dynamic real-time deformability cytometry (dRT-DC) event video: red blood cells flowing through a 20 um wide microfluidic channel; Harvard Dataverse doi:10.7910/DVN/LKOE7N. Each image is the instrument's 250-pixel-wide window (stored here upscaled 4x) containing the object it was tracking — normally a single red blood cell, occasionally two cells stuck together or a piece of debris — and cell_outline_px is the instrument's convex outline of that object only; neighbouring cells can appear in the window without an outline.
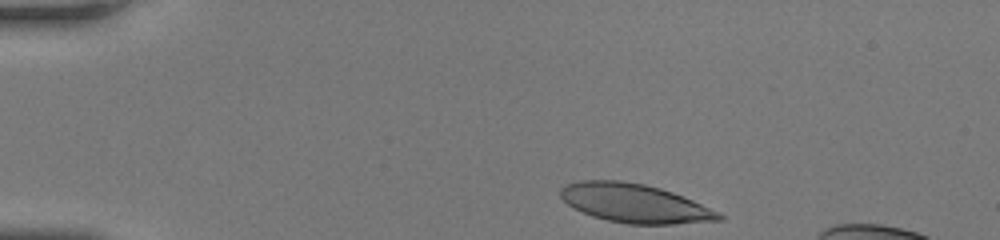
{"species": "human", "species_latin": "Homo sapiens", "temperature_condition": "room temperature", "stored_images_in_passage": 34, "camera_frame_rate_fps": 3000, "um_per_image_px": 0.085, "donor": {"sex": "female"}, "frame": {"image": 1, "passage_image": 1, "time_ms": 0.0, "image_size_px": [1000, 240], "cell_outline_px": [[724, 220], [672, 224], [628, 224], [608, 220], [592, 216], [572, 208], [560, 196], [560, 188], [568, 184], [580, 180], [620, 180], [644, 184], [660, 188], [672, 192], [692, 200], [724, 216]], "centroid_in_image_um": [53.91, 17.28], "position_along_channel_um": 31.1, "area_um2": 35.55}}
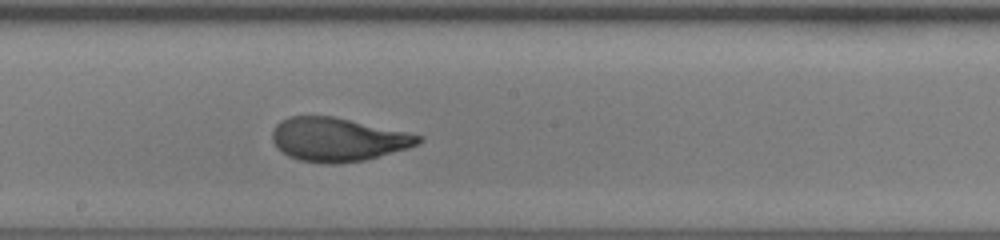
{"frame": {"image": 2, "passage_image": 20, "time_ms": 6.333, "image_size_px": [1000, 240], "cell_outline_px": [[424, 140], [420, 144], [408, 148], [364, 160], [328, 164], [300, 160], [288, 156], [272, 140], [272, 132], [276, 124], [280, 120], [288, 116], [332, 116], [424, 136]], "centroid_in_image_um": [28.72, 11.85], "position_along_channel_um": 219.5, "area_um2": 36.76}}
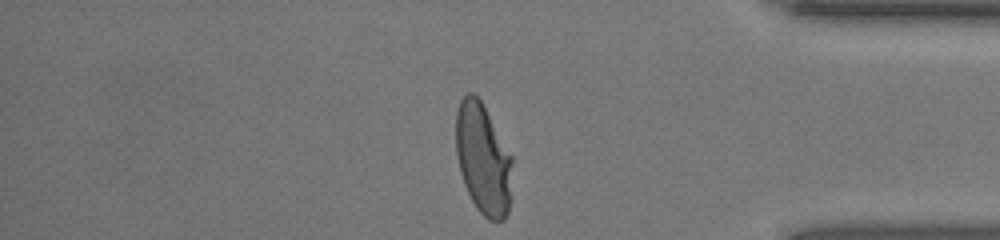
{"frame": {"image": 3, "passage_image": 34, "time_ms": 11.0, "image_size_px": [1000, 240], "cell_outline_px": [[512, 160], [508, 212], [504, 220], [488, 220], [476, 208], [464, 184], [460, 172], [456, 152], [456, 112], [460, 100], [468, 92], [472, 92], [480, 100], [512, 156]], "centroid_in_image_um": [41.04, 13.51], "position_along_channel_um": 394.2, "area_um2": 36.01}, "authors_computed_cell_mechanics": {"area_um2": 36.703, "velocity_mm_per_s": 4.1793, "shape_relaxation_time_tau1_ms": 4.5431, "shape_relaxation_time_tau2_ms": null, "deformation_change_tau1": 0.2338, "deformation_change_tau2": null}}